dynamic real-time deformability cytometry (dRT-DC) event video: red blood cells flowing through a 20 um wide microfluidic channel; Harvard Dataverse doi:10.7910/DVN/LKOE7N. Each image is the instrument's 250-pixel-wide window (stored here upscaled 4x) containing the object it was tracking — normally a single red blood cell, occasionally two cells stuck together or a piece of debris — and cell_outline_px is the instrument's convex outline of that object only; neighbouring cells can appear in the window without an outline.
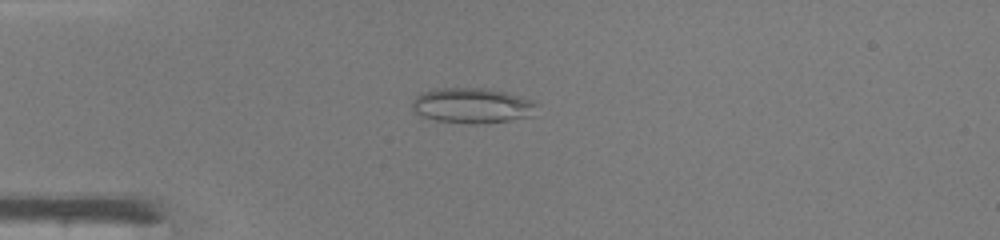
{"species": "common noctule bat (a hibernating species)", "species_latin": "Nyctalus noctula", "temperature_condition": "warm", "stored_images_in_passage": 35, "camera_frame_rate_fps": 3000, "um_per_image_px": 0.085, "animal": {"sex": "male", "body_mass_g": 19.0, "forearm_length_mm": 50.8}, "frame": {"image": 1, "passage_image": 7, "time_ms": 2.0, "image_size_px": [1000, 240], "cell_outline_px": [[536, 116], [508, 120], [476, 124], [436, 120], [424, 116], [416, 112], [412, 108], [412, 100], [420, 92], [436, 88], [488, 88], [508, 92], [532, 100], [536, 104]], "centroid_in_image_um": [40.16, 8.95], "position_along_channel_um": 44.8, "area_um2": 25.72}}
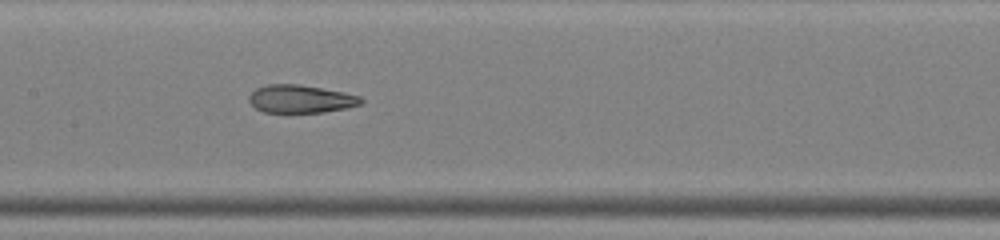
{"frame": {"image": 2, "passage_image": 18, "time_ms": 5.667, "image_size_px": [1000, 240], "cell_outline_px": [[364, 100], [360, 104], [348, 108], [324, 112], [264, 112], [256, 108], [248, 100], [248, 96], [256, 88], [268, 84], [300, 84], [344, 92], [360, 96]], "centroid_in_image_um": [25.57, 8.4], "position_along_channel_um": 181.8, "area_um2": 18.26}}
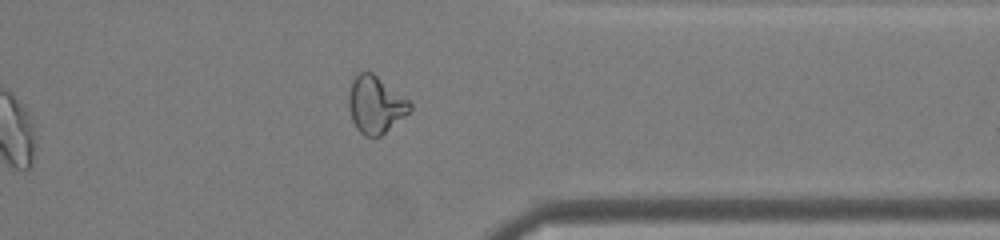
{"frame": {"image": 3, "passage_image": 32, "time_ms": 10.333, "image_size_px": [1000, 240], "cell_outline_px": [[412, 108], [408, 112], [380, 136], [364, 136], [356, 128], [352, 120], [348, 104], [348, 92], [352, 80], [360, 72], [372, 72], [408, 100], [412, 104]], "centroid_in_image_um": [31.88, 8.89], "position_along_channel_um": 379.5, "area_um2": 20.0}, "authors_computed_cell_mechanics": {"area_um2": 19.9988, "velocity_mm_per_s": 4.3365, "shape_relaxation_time_tau1_ms": null, "shape_relaxation_time_tau2_ms": 1.5918, "deformation_change_tau1": null, "deformation_change_tau2": 0.0964}}